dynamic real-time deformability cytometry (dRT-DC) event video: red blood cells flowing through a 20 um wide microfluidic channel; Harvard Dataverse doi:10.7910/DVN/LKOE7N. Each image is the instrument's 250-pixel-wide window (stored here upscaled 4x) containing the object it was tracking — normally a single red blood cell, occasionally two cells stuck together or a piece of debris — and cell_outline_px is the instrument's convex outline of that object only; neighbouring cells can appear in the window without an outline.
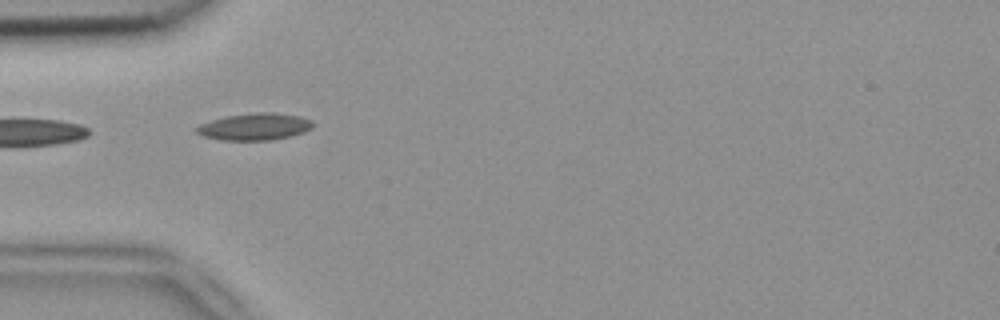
{"species": "common noctule bat (a hibernating species)", "species_latin": "Nyctalus noctula", "temperature_condition": "room temperature", "stored_images_in_passage": 2, "camera_frame_rate_fps": 3000, "um_per_image_px": 0.085, "animal": {"sex": "female", "body_mass_g": 18.4}, "frame": {"image": 1, "passage_image": 2, "time_ms": 0.333, "image_size_px": [1000, 320], "cell_outline_px": [[312, 128], [304, 132], [288, 136], [268, 140], [224, 140], [204, 136], [196, 132], [196, 128], [200, 124], [212, 120], [228, 116], [256, 112], [272, 112], [300, 116], [312, 120]], "centroid_in_image_um": [21.66, 10.76], "position_along_channel_um": 63.3, "area_um2": 17.98}}